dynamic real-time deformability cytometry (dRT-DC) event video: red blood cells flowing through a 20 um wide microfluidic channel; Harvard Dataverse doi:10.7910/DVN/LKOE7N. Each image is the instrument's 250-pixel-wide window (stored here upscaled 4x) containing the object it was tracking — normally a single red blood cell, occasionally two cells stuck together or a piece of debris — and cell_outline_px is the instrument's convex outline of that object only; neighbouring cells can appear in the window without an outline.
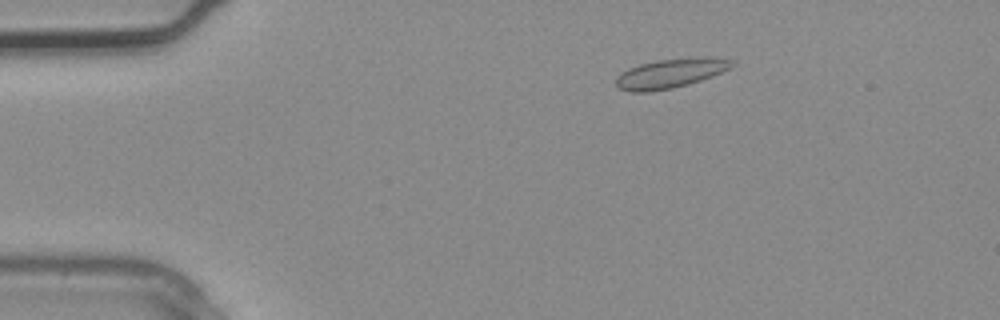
{"species": "common noctule bat (a hibernating species)", "species_latin": "Nyctalus noctula", "temperature_condition": "warm", "stored_images_in_passage": 3, "camera_frame_rate_fps": 3000, "um_per_image_px": 0.085, "animal": {"sex": "male", "body_mass_g": 20.4}, "frame": {"image": 1, "passage_image": 2, "time_ms": 0.333, "image_size_px": [1000, 320], "cell_outline_px": [[736, 64], [712, 76], [688, 84], [672, 88], [648, 92], [628, 92], [616, 88], [616, 76], [620, 72], [628, 68], [640, 64], [660, 60], [696, 56], [708, 56], [732, 60]], "centroid_in_image_um": [56.94, 6.23], "position_along_channel_um": 28.1, "area_um2": 20.0}}